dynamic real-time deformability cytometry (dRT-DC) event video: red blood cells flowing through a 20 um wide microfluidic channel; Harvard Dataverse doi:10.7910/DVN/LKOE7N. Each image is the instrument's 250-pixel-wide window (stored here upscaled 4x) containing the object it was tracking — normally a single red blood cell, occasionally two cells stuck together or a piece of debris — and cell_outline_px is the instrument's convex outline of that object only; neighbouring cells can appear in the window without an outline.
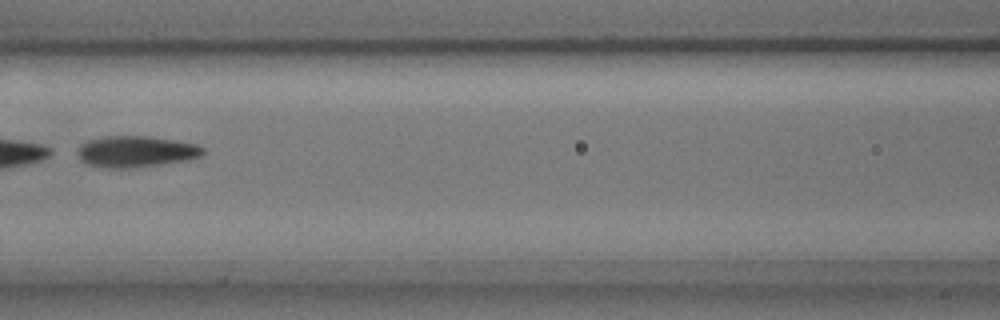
{"species": "common noctule bat (a hibernating species)", "species_latin": "Nyctalus noctula", "temperature_condition": "cold", "stored_images_in_passage": 3, "camera_frame_rate_fps": 3000, "um_per_image_px": 0.085, "animal": {"sex": "male", "body_mass_g": 17.9, "forearm_length_mm": 54.2}, "frame": {"image": 1, "passage_image": 3, "time_ms": 0.667, "image_size_px": [1000, 320], "cell_outline_px": [[204, 152], [200, 156], [188, 160], [160, 164], [128, 168], [108, 168], [88, 164], [80, 160], [76, 152], [80, 144], [88, 140], [104, 136], [148, 136], [196, 144], [204, 148]], "centroid_in_image_um": [11.51, 12.88], "position_along_channel_um": 155.1, "area_um2": 22.77}}